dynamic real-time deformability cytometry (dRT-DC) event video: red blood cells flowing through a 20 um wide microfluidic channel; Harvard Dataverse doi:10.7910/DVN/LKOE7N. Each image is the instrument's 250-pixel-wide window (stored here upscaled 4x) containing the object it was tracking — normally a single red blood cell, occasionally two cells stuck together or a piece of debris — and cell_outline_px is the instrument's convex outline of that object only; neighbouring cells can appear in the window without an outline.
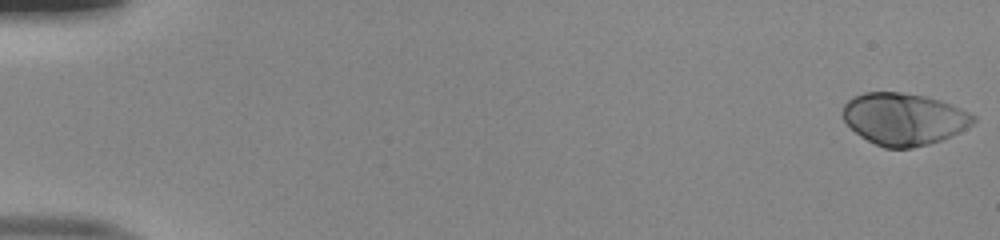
{"species": "human", "species_latin": "Homo sapiens", "temperature_condition": "room temperature", "stored_images_in_passage": 52, "camera_frame_rate_fps": 3000, "um_per_image_px": 0.085, "donor": {"sex": "male"}, "frame": {"image": 1, "passage_image": 1, "time_ms": 0.0, "image_size_px": [1000, 240], "cell_outline_px": [[976, 120], [972, 124], [940, 140], [928, 144], [912, 148], [884, 148], [860, 136], [844, 120], [844, 104], [852, 96], [864, 92], [900, 92], [924, 96], [940, 100], [952, 104], [976, 116]], "centroid_in_image_um": [76.81, 10.1], "position_along_channel_um": 8.2, "area_um2": 39.19}}
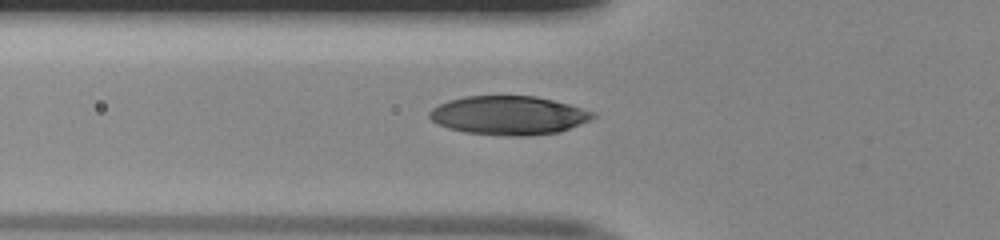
{"frame": {"image": 2, "passage_image": 20, "time_ms": 6.333, "image_size_px": [1000, 240], "cell_outline_px": [[596, 116], [580, 124], [556, 132], [528, 136], [504, 136], [464, 132], [448, 128], [432, 120], [428, 116], [428, 112], [432, 108], [448, 100], [464, 96], [536, 96], [568, 104], [596, 112]], "centroid_in_image_um": [43.21, 9.8], "position_along_channel_um": 82.6, "area_um2": 36.82}}
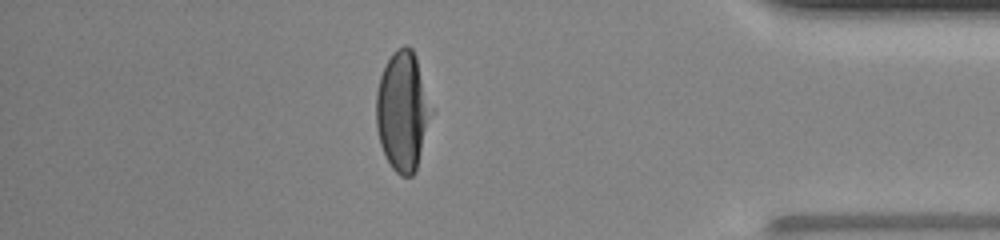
{"frame": {"image": 3, "passage_image": 46, "time_ms": 15.0, "image_size_px": [1000, 240], "cell_outline_px": [[432, 112], [416, 172], [412, 176], [400, 176], [392, 168], [380, 144], [376, 128], [376, 92], [380, 76], [392, 52], [396, 48], [404, 44], [412, 48], [416, 56], [432, 108]], "centroid_in_image_um": [34.22, 9.44], "position_along_channel_um": 401.0, "area_um2": 38.38}, "authors_computed_cell_mechanics": {"area_um2": 38.2925, "velocity_mm_per_s": 4.0181, "shape_relaxation_time_tau1_ms": 4.2659, "shape_relaxation_time_tau2_ms": null, "deformation_change_tau1": 0.2087, "deformation_change_tau2": null}}